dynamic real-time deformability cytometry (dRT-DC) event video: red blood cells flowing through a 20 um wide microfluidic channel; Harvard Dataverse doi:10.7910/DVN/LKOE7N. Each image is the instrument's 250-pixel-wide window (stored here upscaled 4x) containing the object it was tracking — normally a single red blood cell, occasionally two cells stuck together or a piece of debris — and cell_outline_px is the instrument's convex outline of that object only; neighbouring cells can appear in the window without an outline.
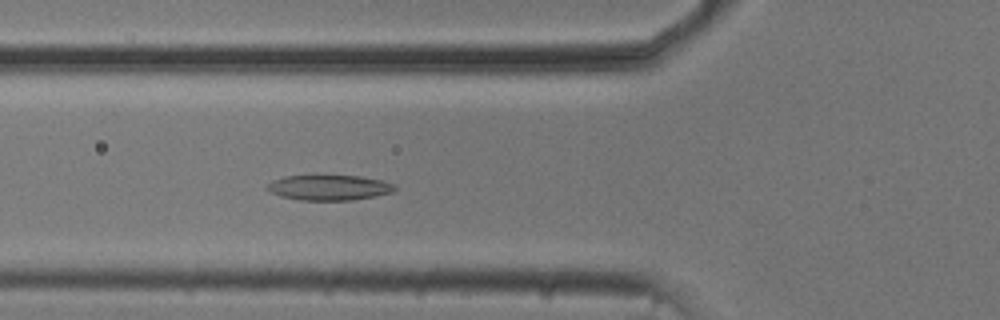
{"species": "common noctule bat (a hibernating species)", "species_latin": "Nyctalus noctula", "temperature_condition": "cold", "stored_images_in_passage": 54, "camera_frame_rate_fps": 3000, "um_per_image_px": 0.085, "animal": {"sex": "male", "body_mass_g": 20.5, "forearm_length_mm": 52.5}, "frame": {"image": 1, "passage_image": 20, "time_ms": 6.333, "image_size_px": [1000, 320], "cell_outline_px": [[396, 188], [392, 192], [376, 196], [352, 200], [300, 200], [280, 196], [264, 188], [272, 180], [284, 176], [360, 176], [384, 180], [396, 184]], "centroid_in_image_um": [28.0, 15.94], "position_along_channel_um": 97.8, "area_um2": 18.84}}
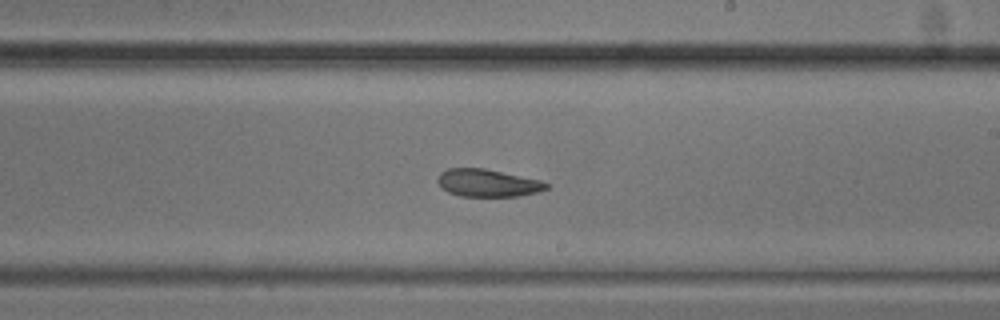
{"frame": {"image": 2, "passage_image": 32, "time_ms": 10.333, "image_size_px": [1000, 320], "cell_outline_px": [[548, 188], [540, 192], [520, 196], [460, 196], [448, 192], [436, 180], [440, 172], [448, 168], [484, 168], [540, 180], [548, 184]], "centroid_in_image_um": [41.46, 15.55], "position_along_channel_um": 247.5, "area_um2": 17.4}}
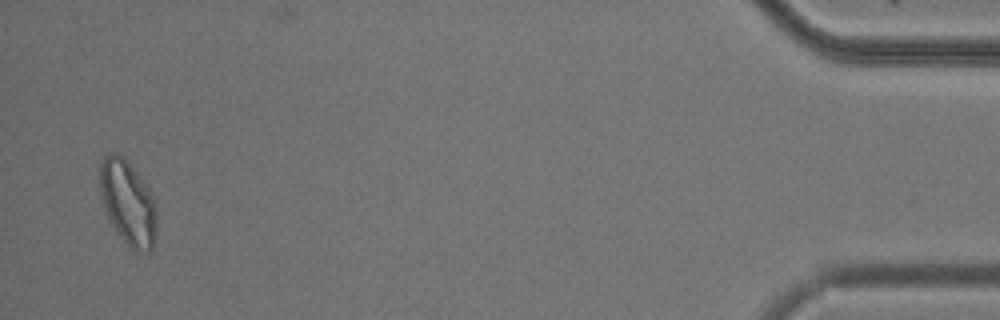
{"frame": {"image": 3, "passage_image": 53, "time_ms": 17.333, "image_size_px": [1000, 320], "cell_outline_px": [[156, 236], [152, 248], [148, 252], [136, 252], [124, 240], [112, 224], [108, 216], [104, 204], [100, 188], [100, 164], [104, 156], [112, 152], [116, 152], [124, 156], [148, 188], [156, 200]], "centroid_in_image_um": [10.9, 17.21], "position_along_channel_um": 424.3, "area_um2": 27.74}, "authors_computed_cell_mechanics": {"area_um2": 20.0566, "velocity_mm_per_s": 3.723, "shape_relaxation_time_tau1_ms": 6.0955, "shape_relaxation_time_tau2_ms": 4.6755, "deformation_change_tau1": 0.1438, "deformation_change_tau2": 0.1012}}